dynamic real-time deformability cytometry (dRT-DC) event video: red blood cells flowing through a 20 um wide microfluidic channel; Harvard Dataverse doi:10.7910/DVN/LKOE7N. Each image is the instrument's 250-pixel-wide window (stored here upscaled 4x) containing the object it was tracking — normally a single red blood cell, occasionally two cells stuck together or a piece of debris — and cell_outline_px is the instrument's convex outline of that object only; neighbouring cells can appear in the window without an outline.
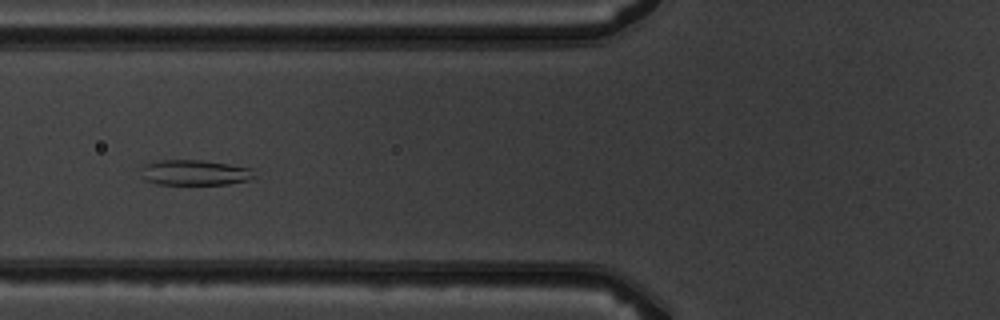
{"species": "common noctule bat (a hibernating species)", "species_latin": "Nyctalus noctula", "temperature_condition": "warm", "stored_images_in_passage": 5, "camera_frame_rate_fps": 3000, "um_per_image_px": 0.085, "animal": {"sex": "male", "body_mass_g": 19.5, "forearm_length_mm": 54.6}, "frame": {"image": 1, "passage_image": 5, "time_ms": 5.333, "image_size_px": [1000, 320], "cell_outline_px": [[256, 176], [252, 180], [228, 184], [156, 184], [144, 180], [140, 176], [140, 168], [144, 164], [160, 160], [200, 160], [228, 164], [252, 168]], "centroid_in_image_um": [16.53, 14.67], "position_along_channel_um": 109.3, "area_um2": 17.05}}